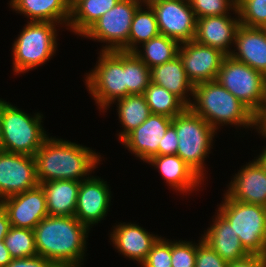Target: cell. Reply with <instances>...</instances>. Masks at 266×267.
<instances>
[{
  "label": "cell",
  "mask_w": 266,
  "mask_h": 267,
  "mask_svg": "<svg viewBox=\"0 0 266 267\" xmlns=\"http://www.w3.org/2000/svg\"><path fill=\"white\" fill-rule=\"evenodd\" d=\"M89 230L75 216L48 215L33 229L37 254L57 267H82Z\"/></svg>",
  "instance_id": "1"
},
{
  "label": "cell",
  "mask_w": 266,
  "mask_h": 267,
  "mask_svg": "<svg viewBox=\"0 0 266 267\" xmlns=\"http://www.w3.org/2000/svg\"><path fill=\"white\" fill-rule=\"evenodd\" d=\"M35 159L39 184L55 180L81 182L91 177L102 161L100 153L90 147L52 136L43 142Z\"/></svg>",
  "instance_id": "2"
},
{
  "label": "cell",
  "mask_w": 266,
  "mask_h": 267,
  "mask_svg": "<svg viewBox=\"0 0 266 267\" xmlns=\"http://www.w3.org/2000/svg\"><path fill=\"white\" fill-rule=\"evenodd\" d=\"M188 108L216 131L232 127L256 129V115L216 80L194 86Z\"/></svg>",
  "instance_id": "3"
},
{
  "label": "cell",
  "mask_w": 266,
  "mask_h": 267,
  "mask_svg": "<svg viewBox=\"0 0 266 267\" xmlns=\"http://www.w3.org/2000/svg\"><path fill=\"white\" fill-rule=\"evenodd\" d=\"M43 114L25 111L0 99V121L4 151L35 156L49 136L43 128Z\"/></svg>",
  "instance_id": "4"
},
{
  "label": "cell",
  "mask_w": 266,
  "mask_h": 267,
  "mask_svg": "<svg viewBox=\"0 0 266 267\" xmlns=\"http://www.w3.org/2000/svg\"><path fill=\"white\" fill-rule=\"evenodd\" d=\"M59 26L61 25L52 22L27 21L12 44V69L15 75L37 69L56 54V28Z\"/></svg>",
  "instance_id": "5"
},
{
  "label": "cell",
  "mask_w": 266,
  "mask_h": 267,
  "mask_svg": "<svg viewBox=\"0 0 266 267\" xmlns=\"http://www.w3.org/2000/svg\"><path fill=\"white\" fill-rule=\"evenodd\" d=\"M172 125L178 137L177 155L203 180L207 179L205 158L211 153L217 131L188 107L172 119Z\"/></svg>",
  "instance_id": "6"
},
{
  "label": "cell",
  "mask_w": 266,
  "mask_h": 267,
  "mask_svg": "<svg viewBox=\"0 0 266 267\" xmlns=\"http://www.w3.org/2000/svg\"><path fill=\"white\" fill-rule=\"evenodd\" d=\"M218 211L232 226L249 254L266 255V207L243 203L224 194Z\"/></svg>",
  "instance_id": "7"
},
{
  "label": "cell",
  "mask_w": 266,
  "mask_h": 267,
  "mask_svg": "<svg viewBox=\"0 0 266 267\" xmlns=\"http://www.w3.org/2000/svg\"><path fill=\"white\" fill-rule=\"evenodd\" d=\"M94 67L85 74V85L99 111L105 113L114 101L126 97L123 51L100 50Z\"/></svg>",
  "instance_id": "8"
},
{
  "label": "cell",
  "mask_w": 266,
  "mask_h": 267,
  "mask_svg": "<svg viewBox=\"0 0 266 267\" xmlns=\"http://www.w3.org/2000/svg\"><path fill=\"white\" fill-rule=\"evenodd\" d=\"M216 81L232 93L256 116L266 103V77L247 64L226 56Z\"/></svg>",
  "instance_id": "9"
},
{
  "label": "cell",
  "mask_w": 266,
  "mask_h": 267,
  "mask_svg": "<svg viewBox=\"0 0 266 267\" xmlns=\"http://www.w3.org/2000/svg\"><path fill=\"white\" fill-rule=\"evenodd\" d=\"M140 5L135 0H120L104 13L81 37L106 43L101 51L128 52L133 16Z\"/></svg>",
  "instance_id": "10"
},
{
  "label": "cell",
  "mask_w": 266,
  "mask_h": 267,
  "mask_svg": "<svg viewBox=\"0 0 266 267\" xmlns=\"http://www.w3.org/2000/svg\"><path fill=\"white\" fill-rule=\"evenodd\" d=\"M151 8L156 16L160 35L180 44L194 40L197 19L189 0H165Z\"/></svg>",
  "instance_id": "11"
},
{
  "label": "cell",
  "mask_w": 266,
  "mask_h": 267,
  "mask_svg": "<svg viewBox=\"0 0 266 267\" xmlns=\"http://www.w3.org/2000/svg\"><path fill=\"white\" fill-rule=\"evenodd\" d=\"M38 184L35 156L0 152V201Z\"/></svg>",
  "instance_id": "12"
},
{
  "label": "cell",
  "mask_w": 266,
  "mask_h": 267,
  "mask_svg": "<svg viewBox=\"0 0 266 267\" xmlns=\"http://www.w3.org/2000/svg\"><path fill=\"white\" fill-rule=\"evenodd\" d=\"M178 55L182 60L187 78L194 86L216 80L222 61L226 57L220 50L195 40L181 43Z\"/></svg>",
  "instance_id": "13"
},
{
  "label": "cell",
  "mask_w": 266,
  "mask_h": 267,
  "mask_svg": "<svg viewBox=\"0 0 266 267\" xmlns=\"http://www.w3.org/2000/svg\"><path fill=\"white\" fill-rule=\"evenodd\" d=\"M0 205L6 211L11 226L16 228L33 230L48 216L46 197L41 184L2 199Z\"/></svg>",
  "instance_id": "14"
},
{
  "label": "cell",
  "mask_w": 266,
  "mask_h": 267,
  "mask_svg": "<svg viewBox=\"0 0 266 267\" xmlns=\"http://www.w3.org/2000/svg\"><path fill=\"white\" fill-rule=\"evenodd\" d=\"M107 181L92 175L80 182L75 217L89 229L103 220L111 205Z\"/></svg>",
  "instance_id": "15"
},
{
  "label": "cell",
  "mask_w": 266,
  "mask_h": 267,
  "mask_svg": "<svg viewBox=\"0 0 266 267\" xmlns=\"http://www.w3.org/2000/svg\"><path fill=\"white\" fill-rule=\"evenodd\" d=\"M172 119L164 115L151 114L120 143L146 163L153 156H158V146H162V138L172 124Z\"/></svg>",
  "instance_id": "16"
},
{
  "label": "cell",
  "mask_w": 266,
  "mask_h": 267,
  "mask_svg": "<svg viewBox=\"0 0 266 267\" xmlns=\"http://www.w3.org/2000/svg\"><path fill=\"white\" fill-rule=\"evenodd\" d=\"M225 194L233 200L266 207V173L259 162H246L235 173Z\"/></svg>",
  "instance_id": "17"
},
{
  "label": "cell",
  "mask_w": 266,
  "mask_h": 267,
  "mask_svg": "<svg viewBox=\"0 0 266 267\" xmlns=\"http://www.w3.org/2000/svg\"><path fill=\"white\" fill-rule=\"evenodd\" d=\"M231 17V15H221L198 18L194 40L230 56L240 26L239 15Z\"/></svg>",
  "instance_id": "18"
},
{
  "label": "cell",
  "mask_w": 266,
  "mask_h": 267,
  "mask_svg": "<svg viewBox=\"0 0 266 267\" xmlns=\"http://www.w3.org/2000/svg\"><path fill=\"white\" fill-rule=\"evenodd\" d=\"M109 233L110 240L117 252L129 260H136L141 265L147 258L152 246L161 237L156 234H150L145 228L134 223L120 222L113 226Z\"/></svg>",
  "instance_id": "19"
},
{
  "label": "cell",
  "mask_w": 266,
  "mask_h": 267,
  "mask_svg": "<svg viewBox=\"0 0 266 267\" xmlns=\"http://www.w3.org/2000/svg\"><path fill=\"white\" fill-rule=\"evenodd\" d=\"M233 48L230 54L233 59L247 64L266 77V30L264 28L240 24Z\"/></svg>",
  "instance_id": "20"
},
{
  "label": "cell",
  "mask_w": 266,
  "mask_h": 267,
  "mask_svg": "<svg viewBox=\"0 0 266 267\" xmlns=\"http://www.w3.org/2000/svg\"><path fill=\"white\" fill-rule=\"evenodd\" d=\"M146 163L151 164L161 173L166 181L165 183L173 191L175 190V192H180L183 195L188 192V195H190L194 190L198 191L204 184V180L177 154L153 156Z\"/></svg>",
  "instance_id": "21"
},
{
  "label": "cell",
  "mask_w": 266,
  "mask_h": 267,
  "mask_svg": "<svg viewBox=\"0 0 266 267\" xmlns=\"http://www.w3.org/2000/svg\"><path fill=\"white\" fill-rule=\"evenodd\" d=\"M215 213L213 223L201 235L203 241L228 263L248 255L229 222L218 211Z\"/></svg>",
  "instance_id": "22"
},
{
  "label": "cell",
  "mask_w": 266,
  "mask_h": 267,
  "mask_svg": "<svg viewBox=\"0 0 266 267\" xmlns=\"http://www.w3.org/2000/svg\"><path fill=\"white\" fill-rule=\"evenodd\" d=\"M70 3L71 0H10L9 5L29 22H52L67 29Z\"/></svg>",
  "instance_id": "23"
},
{
  "label": "cell",
  "mask_w": 266,
  "mask_h": 267,
  "mask_svg": "<svg viewBox=\"0 0 266 267\" xmlns=\"http://www.w3.org/2000/svg\"><path fill=\"white\" fill-rule=\"evenodd\" d=\"M151 82L162 86L177 96L187 107L191 103L194 85L187 78L181 58L174 59L150 69Z\"/></svg>",
  "instance_id": "24"
},
{
  "label": "cell",
  "mask_w": 266,
  "mask_h": 267,
  "mask_svg": "<svg viewBox=\"0 0 266 267\" xmlns=\"http://www.w3.org/2000/svg\"><path fill=\"white\" fill-rule=\"evenodd\" d=\"M50 216H74L80 182L55 180L41 183Z\"/></svg>",
  "instance_id": "25"
},
{
  "label": "cell",
  "mask_w": 266,
  "mask_h": 267,
  "mask_svg": "<svg viewBox=\"0 0 266 267\" xmlns=\"http://www.w3.org/2000/svg\"><path fill=\"white\" fill-rule=\"evenodd\" d=\"M120 0H71L67 29L82 36L104 13Z\"/></svg>",
  "instance_id": "26"
},
{
  "label": "cell",
  "mask_w": 266,
  "mask_h": 267,
  "mask_svg": "<svg viewBox=\"0 0 266 267\" xmlns=\"http://www.w3.org/2000/svg\"><path fill=\"white\" fill-rule=\"evenodd\" d=\"M117 101V102H116ZM114 101L122 130L117 134L121 141L127 134L140 126L150 115V109L143 94L127 95Z\"/></svg>",
  "instance_id": "27"
},
{
  "label": "cell",
  "mask_w": 266,
  "mask_h": 267,
  "mask_svg": "<svg viewBox=\"0 0 266 267\" xmlns=\"http://www.w3.org/2000/svg\"><path fill=\"white\" fill-rule=\"evenodd\" d=\"M133 53L149 68L164 64L178 56L180 43L159 35L142 44Z\"/></svg>",
  "instance_id": "28"
},
{
  "label": "cell",
  "mask_w": 266,
  "mask_h": 267,
  "mask_svg": "<svg viewBox=\"0 0 266 267\" xmlns=\"http://www.w3.org/2000/svg\"><path fill=\"white\" fill-rule=\"evenodd\" d=\"M143 9V10H142ZM160 35L155 13L151 7L139 6L131 23L128 52H134L138 45Z\"/></svg>",
  "instance_id": "29"
},
{
  "label": "cell",
  "mask_w": 266,
  "mask_h": 267,
  "mask_svg": "<svg viewBox=\"0 0 266 267\" xmlns=\"http://www.w3.org/2000/svg\"><path fill=\"white\" fill-rule=\"evenodd\" d=\"M143 95L145 96L151 114L174 118L187 108L177 96L153 82L149 83Z\"/></svg>",
  "instance_id": "30"
},
{
  "label": "cell",
  "mask_w": 266,
  "mask_h": 267,
  "mask_svg": "<svg viewBox=\"0 0 266 267\" xmlns=\"http://www.w3.org/2000/svg\"><path fill=\"white\" fill-rule=\"evenodd\" d=\"M126 70V96L144 94L151 82L150 69L133 53L123 51Z\"/></svg>",
  "instance_id": "31"
},
{
  "label": "cell",
  "mask_w": 266,
  "mask_h": 267,
  "mask_svg": "<svg viewBox=\"0 0 266 267\" xmlns=\"http://www.w3.org/2000/svg\"><path fill=\"white\" fill-rule=\"evenodd\" d=\"M4 242L13 259L38 255L35 247L34 232L31 229L11 226L4 238Z\"/></svg>",
  "instance_id": "32"
},
{
  "label": "cell",
  "mask_w": 266,
  "mask_h": 267,
  "mask_svg": "<svg viewBox=\"0 0 266 267\" xmlns=\"http://www.w3.org/2000/svg\"><path fill=\"white\" fill-rule=\"evenodd\" d=\"M240 24L248 27L266 26V0H237Z\"/></svg>",
  "instance_id": "33"
},
{
  "label": "cell",
  "mask_w": 266,
  "mask_h": 267,
  "mask_svg": "<svg viewBox=\"0 0 266 267\" xmlns=\"http://www.w3.org/2000/svg\"><path fill=\"white\" fill-rule=\"evenodd\" d=\"M196 19L207 16L239 15L237 0H189ZM231 10V11H230Z\"/></svg>",
  "instance_id": "34"
},
{
  "label": "cell",
  "mask_w": 266,
  "mask_h": 267,
  "mask_svg": "<svg viewBox=\"0 0 266 267\" xmlns=\"http://www.w3.org/2000/svg\"><path fill=\"white\" fill-rule=\"evenodd\" d=\"M196 243L195 241L171 240L172 267H195Z\"/></svg>",
  "instance_id": "35"
},
{
  "label": "cell",
  "mask_w": 266,
  "mask_h": 267,
  "mask_svg": "<svg viewBox=\"0 0 266 267\" xmlns=\"http://www.w3.org/2000/svg\"><path fill=\"white\" fill-rule=\"evenodd\" d=\"M171 240L160 237L140 267H172Z\"/></svg>",
  "instance_id": "36"
},
{
  "label": "cell",
  "mask_w": 266,
  "mask_h": 267,
  "mask_svg": "<svg viewBox=\"0 0 266 267\" xmlns=\"http://www.w3.org/2000/svg\"><path fill=\"white\" fill-rule=\"evenodd\" d=\"M196 243L195 267H228V262L223 260L202 237Z\"/></svg>",
  "instance_id": "37"
},
{
  "label": "cell",
  "mask_w": 266,
  "mask_h": 267,
  "mask_svg": "<svg viewBox=\"0 0 266 267\" xmlns=\"http://www.w3.org/2000/svg\"><path fill=\"white\" fill-rule=\"evenodd\" d=\"M177 149L178 137L175 127L171 124L162 138V146H158V155H174L177 154Z\"/></svg>",
  "instance_id": "38"
},
{
  "label": "cell",
  "mask_w": 266,
  "mask_h": 267,
  "mask_svg": "<svg viewBox=\"0 0 266 267\" xmlns=\"http://www.w3.org/2000/svg\"><path fill=\"white\" fill-rule=\"evenodd\" d=\"M6 267H57L53 262L42 256L12 259Z\"/></svg>",
  "instance_id": "39"
},
{
  "label": "cell",
  "mask_w": 266,
  "mask_h": 267,
  "mask_svg": "<svg viewBox=\"0 0 266 267\" xmlns=\"http://www.w3.org/2000/svg\"><path fill=\"white\" fill-rule=\"evenodd\" d=\"M228 267H266V255L248 254L234 262H229Z\"/></svg>",
  "instance_id": "40"
},
{
  "label": "cell",
  "mask_w": 266,
  "mask_h": 267,
  "mask_svg": "<svg viewBox=\"0 0 266 267\" xmlns=\"http://www.w3.org/2000/svg\"><path fill=\"white\" fill-rule=\"evenodd\" d=\"M11 227L6 211L0 205V241L4 240Z\"/></svg>",
  "instance_id": "41"
},
{
  "label": "cell",
  "mask_w": 266,
  "mask_h": 267,
  "mask_svg": "<svg viewBox=\"0 0 266 267\" xmlns=\"http://www.w3.org/2000/svg\"><path fill=\"white\" fill-rule=\"evenodd\" d=\"M256 131L266 138V103L262 111L256 116ZM266 140V139H265Z\"/></svg>",
  "instance_id": "42"
},
{
  "label": "cell",
  "mask_w": 266,
  "mask_h": 267,
  "mask_svg": "<svg viewBox=\"0 0 266 267\" xmlns=\"http://www.w3.org/2000/svg\"><path fill=\"white\" fill-rule=\"evenodd\" d=\"M12 257L5 245L4 240L0 241V267H6L11 261Z\"/></svg>",
  "instance_id": "43"
},
{
  "label": "cell",
  "mask_w": 266,
  "mask_h": 267,
  "mask_svg": "<svg viewBox=\"0 0 266 267\" xmlns=\"http://www.w3.org/2000/svg\"><path fill=\"white\" fill-rule=\"evenodd\" d=\"M255 159L259 162V164L262 166V168L264 169L266 173V147L265 146L262 149V152L259 155H257Z\"/></svg>",
  "instance_id": "44"
},
{
  "label": "cell",
  "mask_w": 266,
  "mask_h": 267,
  "mask_svg": "<svg viewBox=\"0 0 266 267\" xmlns=\"http://www.w3.org/2000/svg\"><path fill=\"white\" fill-rule=\"evenodd\" d=\"M140 6L144 7H152L153 5L160 3L165 0H135Z\"/></svg>",
  "instance_id": "45"
},
{
  "label": "cell",
  "mask_w": 266,
  "mask_h": 267,
  "mask_svg": "<svg viewBox=\"0 0 266 267\" xmlns=\"http://www.w3.org/2000/svg\"><path fill=\"white\" fill-rule=\"evenodd\" d=\"M4 151L3 147V138H2V126H1V121H0V152Z\"/></svg>",
  "instance_id": "46"
}]
</instances>
